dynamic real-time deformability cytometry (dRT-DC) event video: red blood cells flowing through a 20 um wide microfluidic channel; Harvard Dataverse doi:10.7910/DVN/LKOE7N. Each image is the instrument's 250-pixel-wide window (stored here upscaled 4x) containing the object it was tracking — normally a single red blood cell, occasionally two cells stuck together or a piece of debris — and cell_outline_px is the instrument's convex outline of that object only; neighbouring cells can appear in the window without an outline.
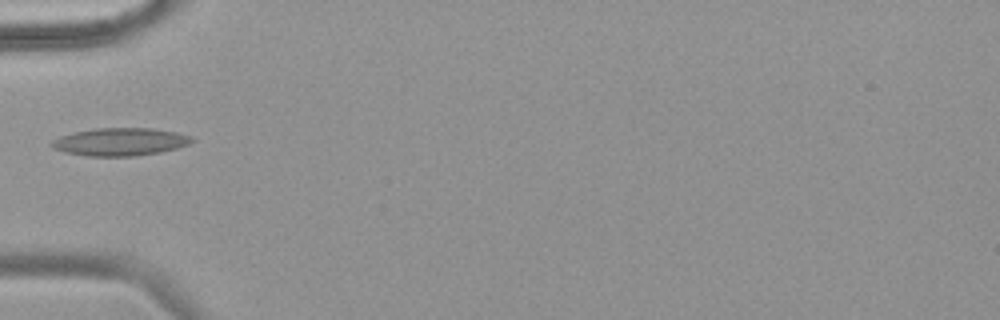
{"species": "common noctule bat (a hibernating species)", "species_latin": "Nyctalus noctula", "temperature_condition": "warm", "stored_images_in_passage": 36, "camera_frame_rate_fps": 3000, "um_per_image_px": 0.085, "animal": {"sex": "female", "body_mass_g": 18.4}, "frame": {"image": 1, "passage_image": 1, "time_ms": 0.0, "image_size_px": [1000, 320], "cell_outline_px": [[196, 140], [188, 144], [176, 148], [160, 152], [136, 156], [88, 156], [64, 152], [52, 148], [48, 144], [52, 140], [60, 136], [76, 132], [96, 128], [152, 128], [176, 132], [192, 136]], "centroid_in_image_um": [10.21, 12.05], "position_along_channel_um": 74.8, "area_um2": 22.77}}
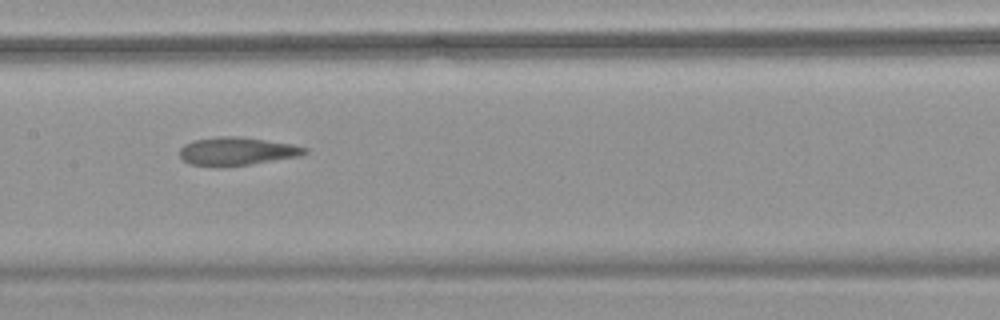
{"frame": {"image": 2, "passage_image": 10, "time_ms": 3.0, "image_size_px": [1000, 320], "cell_outline_px": [[308, 152], [300, 156], [228, 168], [216, 168], [188, 164], [180, 156], [180, 148], [184, 144], [192, 140], [216, 136], [240, 136], [292, 144], [308, 148]], "centroid_in_image_um": [20.1, 12.88], "position_along_channel_um": 187.3, "area_um2": 21.15}}
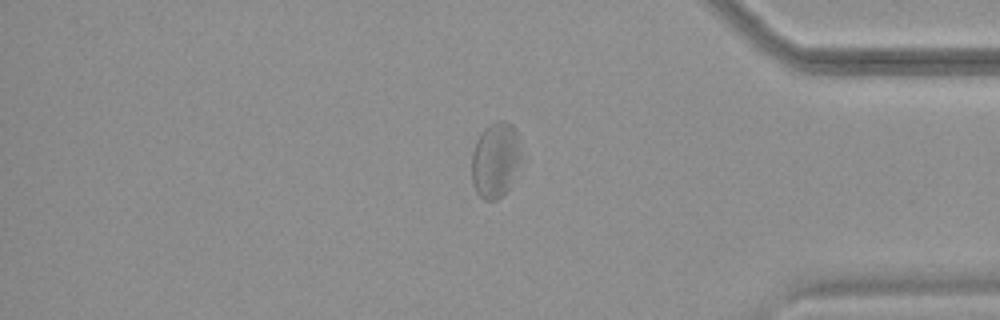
{"frame": {"image": 3, "passage_image": 28, "time_ms": 9.0, "image_size_px": [1000, 320], "cell_outline_px": [[516, 164], [512, 184], [496, 200], [484, 200], [476, 192], [472, 184], [472, 152], [476, 140], [484, 128], [488, 124], [496, 120], [504, 120], [512, 124], [516, 132]], "centroid_in_image_um": [42.01, 13.59], "position_along_channel_um": 393.2, "area_um2": 20.98}, "authors_computed_cell_mechanics": {"area_um2": 21.5305, "velocity_mm_per_s": 3.7531, "shape_relaxation_time_tau1_ms": null, "shape_relaxation_time_tau2_ms": 1.7674, "deformation_change_tau1": null, "deformation_change_tau2": 0.0905}}